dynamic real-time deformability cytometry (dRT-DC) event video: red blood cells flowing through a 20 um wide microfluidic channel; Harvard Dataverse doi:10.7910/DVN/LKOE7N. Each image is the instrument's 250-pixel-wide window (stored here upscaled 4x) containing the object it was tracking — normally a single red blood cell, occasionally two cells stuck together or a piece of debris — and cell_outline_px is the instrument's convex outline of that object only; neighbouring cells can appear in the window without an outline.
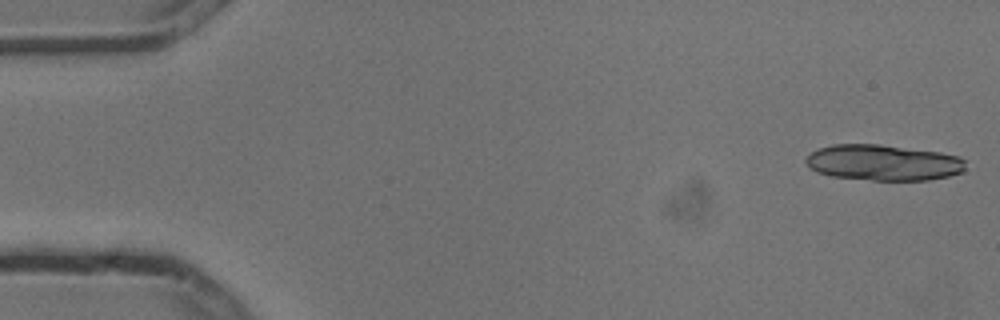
{"species": "common noctule bat (a hibernating species)", "species_latin": "Nyctalus noctula", "temperature_condition": "cold", "stored_images_in_passage": 5, "camera_frame_rate_fps": 3000, "um_per_image_px": 0.085, "animal": {"sex": "male", "body_mass_g": 13.3}, "frame": {"image": 1, "passage_image": 1, "time_ms": 0.0, "image_size_px": [1000, 320], "cell_outline_px": [[964, 172], [948, 176], [928, 180], [872, 180], [832, 176], [816, 172], [804, 160], [812, 152], [820, 148], [832, 144], [880, 144], [940, 152], [960, 156], [964, 160]], "centroid_in_image_um": [75.1, 13.82], "position_along_channel_um": 9.9, "area_um2": 33.35}}